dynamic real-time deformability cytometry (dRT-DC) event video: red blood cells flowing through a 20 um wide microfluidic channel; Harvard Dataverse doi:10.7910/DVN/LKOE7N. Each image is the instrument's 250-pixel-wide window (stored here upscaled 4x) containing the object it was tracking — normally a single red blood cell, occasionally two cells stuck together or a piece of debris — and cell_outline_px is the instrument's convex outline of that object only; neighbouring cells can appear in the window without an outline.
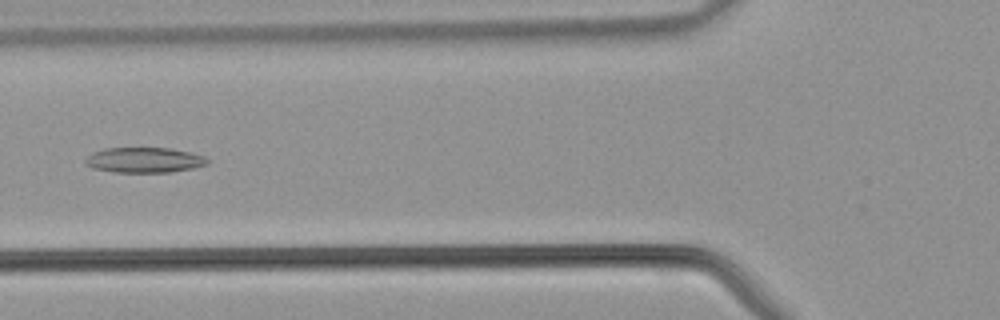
{"species": "common noctule bat (a hibernating species)", "species_latin": "Nyctalus noctula", "temperature_condition": "warm", "stored_images_in_passage": 30, "camera_frame_rate_fps": 3000, "um_per_image_px": 0.085, "animal": {"sex": "male", "body_mass_g": 21.5, "forearm_length_mm": 52.0}, "frame": {"image": 1, "passage_image": 4, "time_ms": 1.0, "image_size_px": [1000, 320], "cell_outline_px": [[208, 164], [192, 168], [172, 172], [116, 172], [92, 168], [84, 164], [84, 160], [92, 152], [104, 148], [172, 148], [204, 156], [208, 160]], "centroid_in_image_um": [12.23, 13.6], "position_along_channel_um": 113.6, "area_um2": 17.98}}
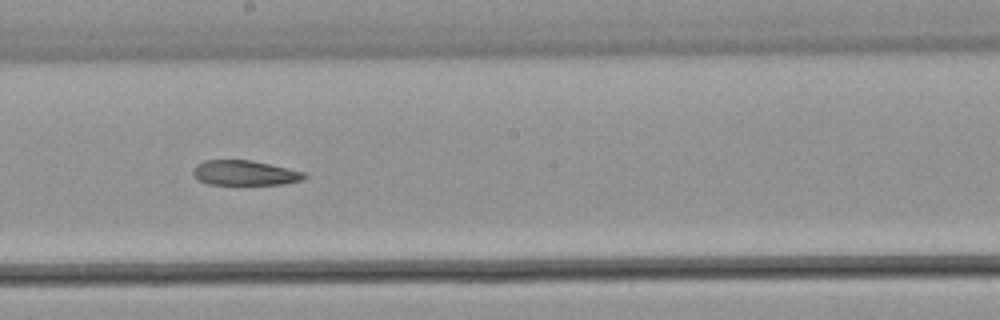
{"frame": {"image": 2, "passage_image": 11, "time_ms": 3.333, "image_size_px": [1000, 320], "cell_outline_px": [[308, 176], [304, 180], [284, 184], [208, 184], [200, 180], [192, 172], [196, 164], [204, 160], [252, 160], [304, 172]], "centroid_in_image_um": [20.83, 14.69], "position_along_channel_um": 227.4, "area_um2": 16.07}}
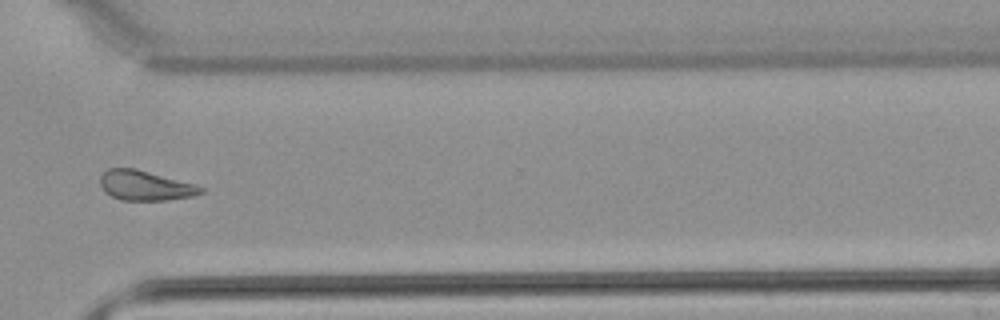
{"frame": {"image": 3, "passage_image": 19, "time_ms": 6.0, "image_size_px": [1000, 320], "cell_outline_px": [[204, 192], [196, 196], [168, 200], [120, 200], [104, 192], [100, 184], [100, 176], [108, 168], [136, 168], [192, 184], [204, 188]], "centroid_in_image_um": [12.32, 15.78], "position_along_channel_um": 358.3, "area_um2": 17.46}}